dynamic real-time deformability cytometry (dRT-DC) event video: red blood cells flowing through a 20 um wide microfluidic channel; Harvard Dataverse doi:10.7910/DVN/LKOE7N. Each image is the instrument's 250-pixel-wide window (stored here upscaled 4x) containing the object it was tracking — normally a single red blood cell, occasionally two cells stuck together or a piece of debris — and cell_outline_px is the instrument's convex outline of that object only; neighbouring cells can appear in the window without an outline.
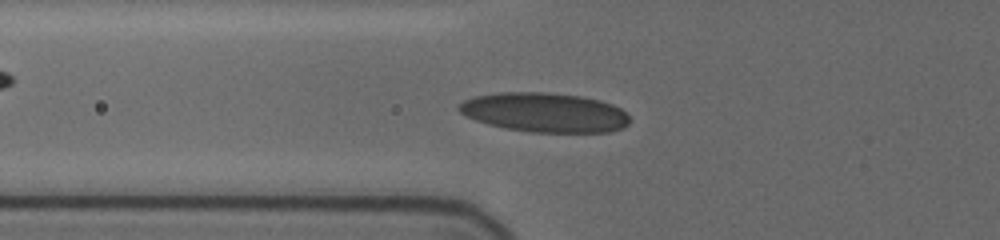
{"species": "human", "species_latin": "Homo sapiens", "temperature_condition": "cold", "stored_images_in_passage": 29, "camera_frame_rate_fps": 3000, "um_per_image_px": 0.085, "donor": {"sex": "female"}, "frame": {"image": 1, "passage_image": 10, "time_ms": 5.333, "image_size_px": [1000, 240], "cell_outline_px": [[628, 124], [624, 128], [608, 132], [528, 132], [504, 128], [488, 124], [476, 120], [460, 112], [456, 108], [464, 100], [472, 96], [500, 92], [548, 92], [580, 96], [600, 100], [612, 104], [620, 108], [628, 116]], "centroid_in_image_um": [46.28, 9.55], "position_along_channel_um": 79.5, "area_um2": 39.3}}
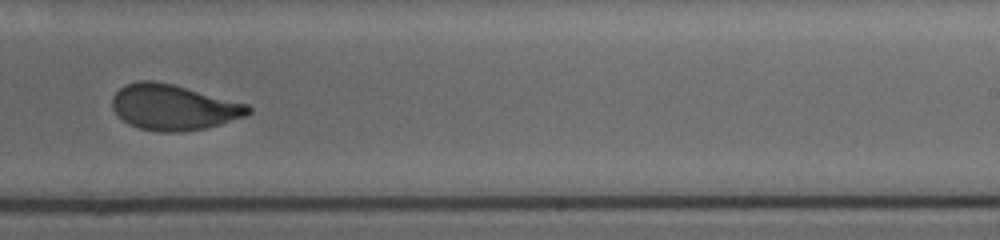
{"frame": {"image": 2, "passage_image": 19, "time_ms": 10.667, "image_size_px": [1000, 240], "cell_outline_px": [[252, 112], [244, 116], [220, 124], [204, 128], [180, 132], [160, 132], [140, 128], [124, 120], [112, 108], [112, 96], [124, 84], [140, 80], [152, 80], [172, 84], [248, 104], [252, 108]], "centroid_in_image_um": [14.74, 9.11], "position_along_channel_um": 274.3, "area_um2": 35.84}}
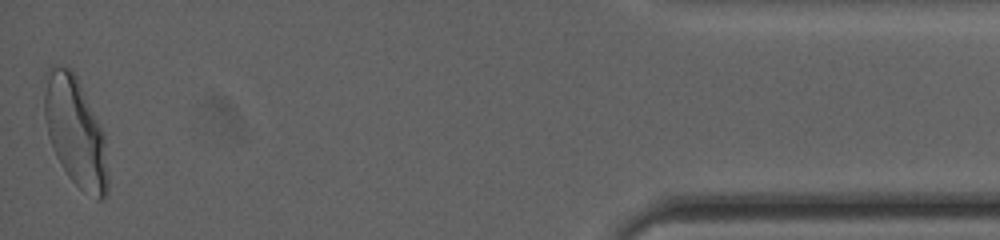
{"frame": {"image": 3, "passage_image": 29, "time_ms": 16.667, "image_size_px": [1000, 240], "cell_outline_px": [[108, 196], [100, 200], [96, 200], [80, 188], [68, 176], [56, 156], [48, 136], [44, 116], [44, 72], [52, 64], [68, 68], [76, 76], [104, 132], [108, 172]], "centroid_in_image_um": [6.4, 11.21], "position_along_channel_um": 428.8, "area_um2": 40.75}, "authors_computed_cell_mechanics": {"area_um2": 36.1828, "velocity_mm_per_s": 3.6535, "shape_relaxation_time_tau1_ms": 3.8803, "shape_relaxation_time_tau2_ms": 0.8316, "deformation_change_tau1": 0.1472, "deformation_change_tau2": 0.0495}}